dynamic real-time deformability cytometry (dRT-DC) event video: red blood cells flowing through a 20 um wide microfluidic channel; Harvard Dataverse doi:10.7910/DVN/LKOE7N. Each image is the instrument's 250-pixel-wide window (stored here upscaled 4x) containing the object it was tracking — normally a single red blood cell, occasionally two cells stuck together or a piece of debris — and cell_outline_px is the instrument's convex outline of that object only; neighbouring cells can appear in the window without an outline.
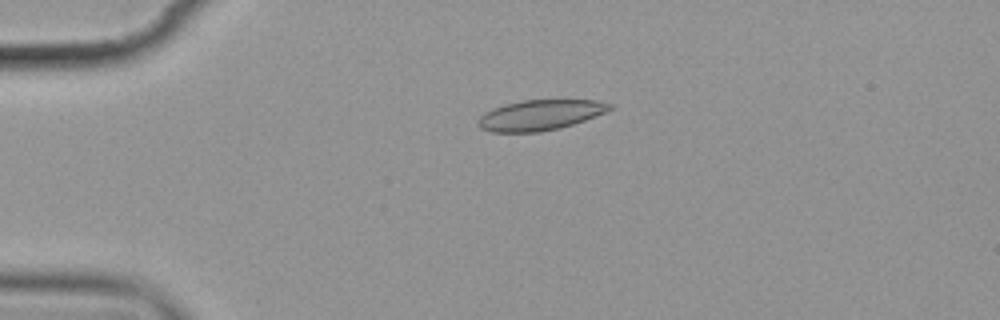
{"species": "common noctule bat (a hibernating species)", "species_latin": "Nyctalus noctula", "temperature_condition": "cold", "stored_images_in_passage": 5, "camera_frame_rate_fps": 3000, "um_per_image_px": 0.085, "animal": {"sex": "female", "body_mass_g": 19.9}, "frame": {"image": 1, "passage_image": 4, "time_ms": 3.333, "image_size_px": [1000, 320], "cell_outline_px": [[612, 108], [596, 116], [560, 128], [540, 132], [492, 132], [480, 128], [476, 124], [476, 120], [484, 112], [492, 108], [504, 104], [520, 100], [596, 100], [612, 104]], "centroid_in_image_um": [45.85, 9.78], "position_along_channel_um": 39.2, "area_um2": 23.41}}